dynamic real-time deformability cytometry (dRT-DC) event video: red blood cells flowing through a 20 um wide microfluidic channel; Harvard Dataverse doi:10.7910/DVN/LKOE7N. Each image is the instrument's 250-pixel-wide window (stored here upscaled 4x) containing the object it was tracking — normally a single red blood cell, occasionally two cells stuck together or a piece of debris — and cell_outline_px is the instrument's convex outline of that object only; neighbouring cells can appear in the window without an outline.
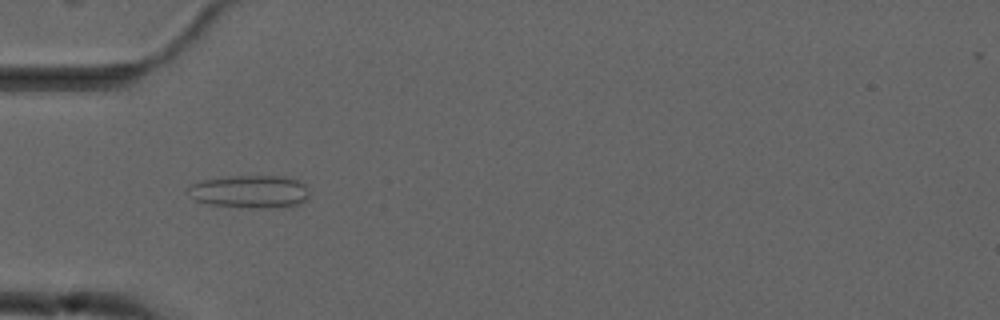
{"species": "common noctule bat (a hibernating species)", "species_latin": "Nyctalus noctula", "temperature_condition": "cold", "stored_images_in_passage": 56, "camera_frame_rate_fps": 3000, "um_per_image_px": 0.085, "animal": {"sex": "male", "forearm_length_mm": 52.5}, "frame": {"image": 1, "passage_image": 18, "time_ms": 5.667, "image_size_px": [1000, 320], "cell_outline_px": [[308, 200], [292, 208], [240, 208], [208, 204], [196, 200], [192, 196], [188, 188], [192, 184], [200, 180], [228, 176], [288, 176], [308, 184]], "centroid_in_image_um": [21.35, 16.3], "position_along_channel_um": 63.7, "area_um2": 23.93}}
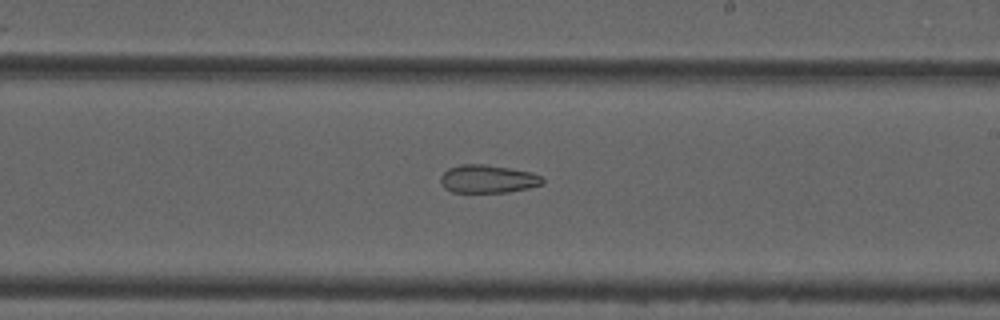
{"frame": {"image": 2, "passage_image": 33, "time_ms": 10.667, "image_size_px": [1000, 320], "cell_outline_px": [[544, 184], [528, 188], [508, 192], [452, 192], [444, 188], [440, 184], [440, 176], [448, 168], [460, 164], [484, 164], [532, 172], [544, 176]], "centroid_in_image_um": [41.47, 15.21], "position_along_channel_um": 247.5, "area_um2": 16.88}}
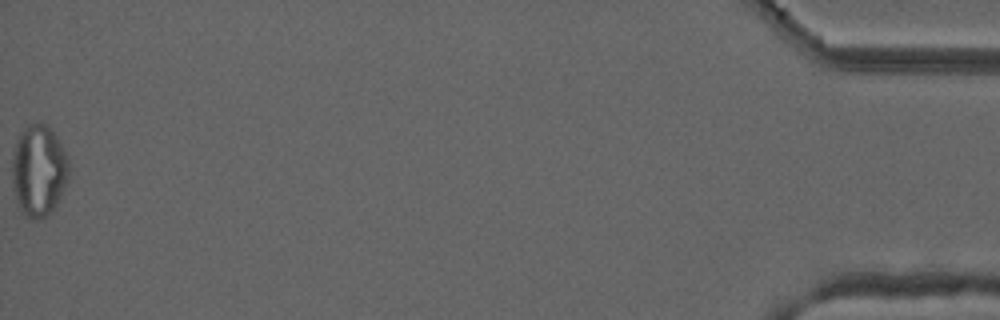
{"frame": {"image": 3, "passage_image": 56, "time_ms": 18.333, "image_size_px": [1000, 320], "cell_outline_px": [[72, 168], [68, 180], [56, 204], [40, 220], [32, 220], [24, 216], [20, 212], [12, 184], [12, 156], [20, 132], [32, 124], [48, 124], [56, 136]], "centroid_in_image_um": [3.29, 14.53], "position_along_channel_um": 431.9, "area_um2": 30.29}, "authors_computed_cell_mechanics": {"area_um2": 24.5072, "velocity_mm_per_s": 3.7117, "shape_relaxation_time_tau1_ms": null, "shape_relaxation_time_tau2_ms": 3.3335, "deformation_change_tau1": null, "deformation_change_tau2": 0.1006}}